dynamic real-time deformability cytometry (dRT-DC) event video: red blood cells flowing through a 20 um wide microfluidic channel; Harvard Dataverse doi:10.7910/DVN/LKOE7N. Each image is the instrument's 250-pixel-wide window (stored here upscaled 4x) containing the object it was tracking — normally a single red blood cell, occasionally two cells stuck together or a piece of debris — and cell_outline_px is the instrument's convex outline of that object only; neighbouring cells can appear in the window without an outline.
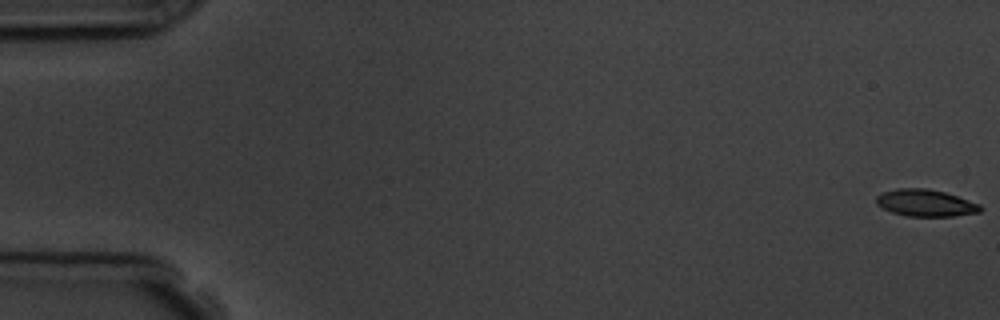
{"species": "common noctule bat (a hibernating species)", "species_latin": "Nyctalus noctula", "temperature_condition": "room temperature", "stored_images_in_passage": 7, "camera_frame_rate_fps": 3000, "um_per_image_px": 0.085, "animal": {"sex": "male", "body_mass_g": 19.5, "forearm_length_mm": 54.6}, "frame": {"image": 1, "passage_image": 1, "time_ms": 0.0, "image_size_px": [1000, 320], "cell_outline_px": [[984, 208], [980, 212], [952, 216], [908, 216], [892, 212], [876, 204], [876, 196], [880, 192], [896, 188], [928, 188], [944, 192], [980, 204]], "centroid_in_image_um": [78.65, 17.24], "position_along_channel_um": 6.3, "area_um2": 16.36}}
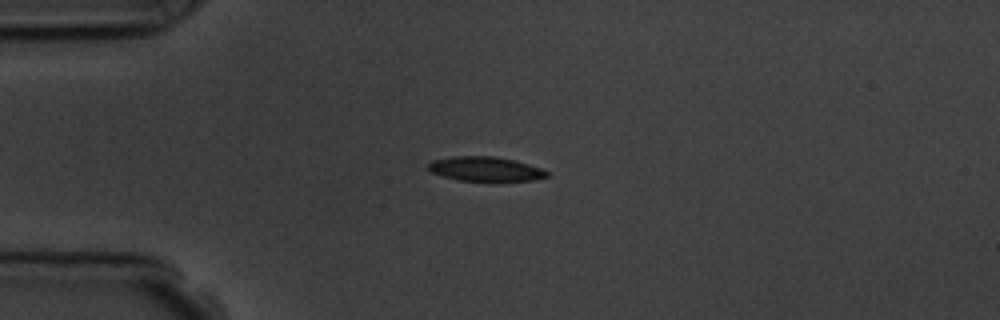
{"frame": {"image": 2, "passage_image": 5, "time_ms": 4.667, "image_size_px": [1000, 320], "cell_outline_px": [[548, 176], [536, 180], [460, 180], [444, 176], [432, 172], [428, 168], [428, 164], [432, 160], [456, 156], [496, 156], [516, 160], [540, 168], [548, 172]], "centroid_in_image_um": [41.27, 14.34], "position_along_channel_um": 43.7, "area_um2": 16.59}}